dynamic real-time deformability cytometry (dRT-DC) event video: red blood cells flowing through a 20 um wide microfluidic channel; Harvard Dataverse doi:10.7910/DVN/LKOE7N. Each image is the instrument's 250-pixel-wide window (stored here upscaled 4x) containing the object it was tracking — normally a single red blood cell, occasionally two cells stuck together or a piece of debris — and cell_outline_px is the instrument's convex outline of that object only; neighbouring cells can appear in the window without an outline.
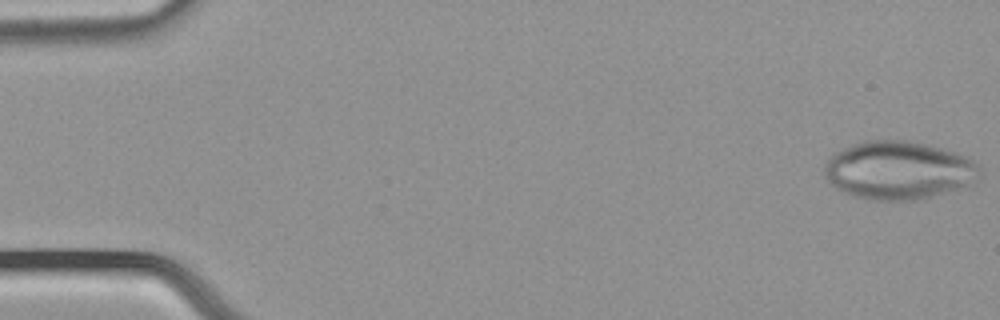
{"species": "common noctule bat (a hibernating species)", "species_latin": "Nyctalus noctula", "temperature_condition": "cold", "stored_images_in_passage": 24, "camera_frame_rate_fps": 3000, "um_per_image_px": 0.085, "animal": {"sex": "male", "body_mass_g": 21.5, "forearm_length_mm": 52.0}, "frame": {"image": 1, "passage_image": 1, "time_ms": 0.0, "image_size_px": [1000, 320], "cell_outline_px": [[980, 168], [968, 184], [924, 200], [868, 200], [844, 192], [836, 188], [824, 176], [824, 164], [836, 152], [852, 144], [864, 140], [904, 140], [924, 144], [956, 152], [980, 164]], "centroid_in_image_um": [76.33, 14.48], "position_along_channel_um": 8.7, "area_um2": 52.25}}